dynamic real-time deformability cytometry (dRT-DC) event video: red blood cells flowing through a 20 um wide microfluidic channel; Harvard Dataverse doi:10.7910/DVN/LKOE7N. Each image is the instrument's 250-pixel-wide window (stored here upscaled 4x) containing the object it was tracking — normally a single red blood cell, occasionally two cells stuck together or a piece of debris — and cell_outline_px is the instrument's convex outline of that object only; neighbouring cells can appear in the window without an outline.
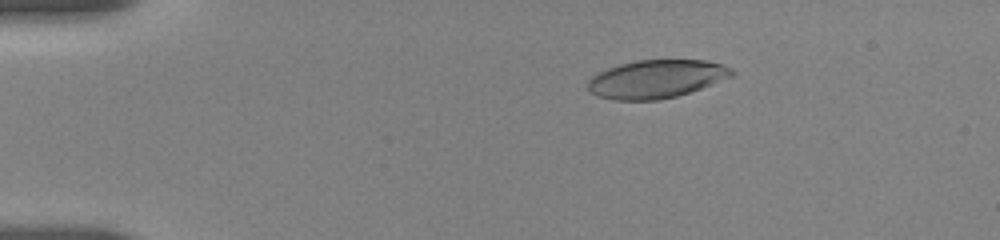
{"species": "human", "species_latin": "Homo sapiens", "temperature_condition": "room temperature", "stored_images_in_passage": 46, "camera_frame_rate_fps": 3000, "um_per_image_px": 0.085, "donor": {"sex": "female"}, "frame": {"image": 1, "passage_image": 5, "time_ms": 3.0, "image_size_px": [1000, 240], "cell_outline_px": [[736, 72], [732, 76], [700, 88], [676, 96], [656, 100], [612, 100], [596, 96], [588, 92], [588, 80], [592, 76], [608, 68], [620, 64], [636, 60], [704, 60], [720, 64], [732, 68]], "centroid_in_image_um": [55.75, 6.72], "position_along_channel_um": 29.3, "area_um2": 31.91}}
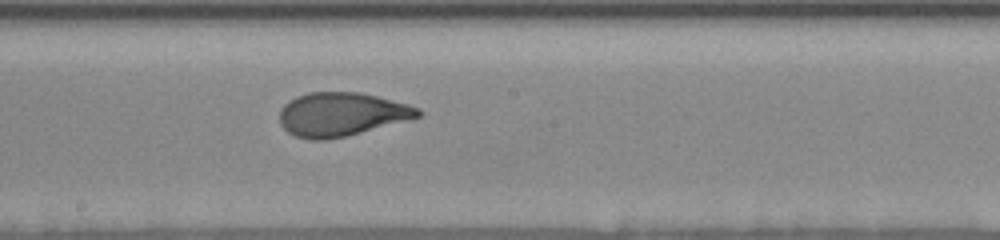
{"frame": {"image": 2, "passage_image": 27, "time_ms": 10.0, "image_size_px": [1000, 240], "cell_outline_px": [[424, 112], [420, 116], [360, 132], [344, 136], [324, 140], [312, 140], [296, 136], [288, 132], [280, 124], [280, 108], [284, 104], [296, 96], [308, 92], [360, 92], [408, 104], [420, 108]], "centroid_in_image_um": [28.99, 9.7], "position_along_channel_um": 219.2, "area_um2": 34.91}}
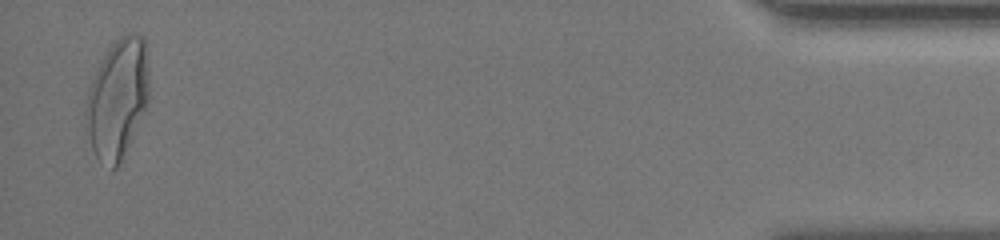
{"frame": {"image": 3, "passage_image": 46, "time_ms": 17.667, "image_size_px": [1000, 240], "cell_outline_px": [[148, 100], [124, 152], [116, 168], [112, 172], [96, 156], [84, 132], [84, 112], [88, 92], [92, 80], [104, 52], [124, 32], [132, 32], [144, 36], [148, 68]], "centroid_in_image_um": [9.94, 8.34], "position_along_channel_um": 425.3, "area_um2": 43.93}, "authors_computed_cell_mechanics": {"area_um2": 35.1713, "velocity_mm_per_s": 3.6762, "shape_relaxation_time_tau1_ms": 3.8537, "shape_relaxation_time_tau2_ms": 0.9442, "deformation_change_tau1": 0.1892, "deformation_change_tau2": 0.0593}}